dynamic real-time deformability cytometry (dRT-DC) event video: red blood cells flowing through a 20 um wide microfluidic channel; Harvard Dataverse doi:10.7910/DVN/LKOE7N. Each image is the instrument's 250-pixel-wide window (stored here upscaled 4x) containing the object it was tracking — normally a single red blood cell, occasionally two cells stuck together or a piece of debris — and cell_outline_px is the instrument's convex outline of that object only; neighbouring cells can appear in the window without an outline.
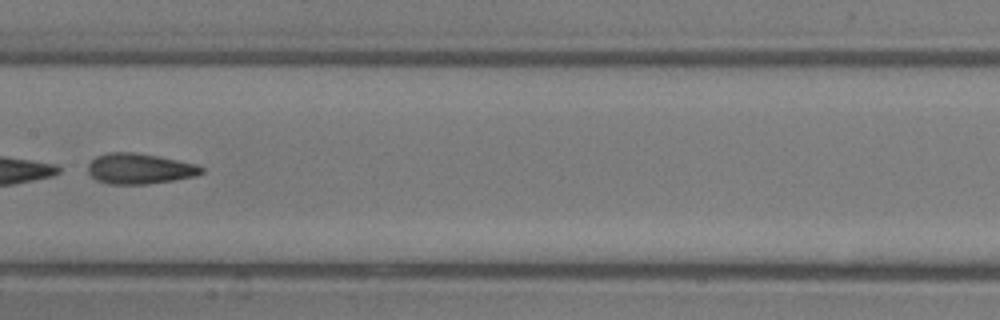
{"species": "common noctule bat (a hibernating species)", "species_latin": "Nyctalus noctula", "temperature_condition": "room temperature", "stored_images_in_passage": 7, "camera_frame_rate_fps": 3000, "um_per_image_px": 0.085, "animal": {"sex": "male", "body_mass_g": 13.3}, "frame": {"image": 1, "passage_image": 6, "time_ms": 6.667, "image_size_px": [1000, 320], "cell_outline_px": [[204, 172], [196, 176], [176, 180], [144, 184], [108, 184], [96, 180], [88, 172], [88, 164], [96, 156], [108, 152], [136, 152], [196, 164], [204, 168]], "centroid_in_image_um": [11.86, 14.34], "position_along_channel_um": 195.5, "area_um2": 20.23}}
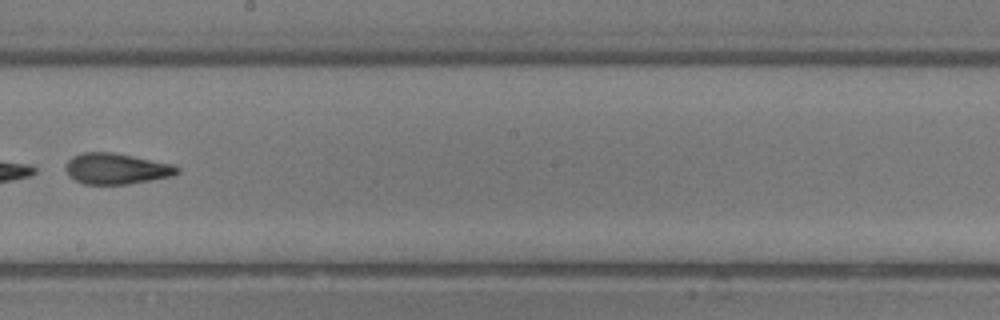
{"frame": {"image": 2, "passage_image": 7, "time_ms": 7.667, "image_size_px": [1000, 320], "cell_outline_px": [[180, 172], [172, 176], [128, 184], [84, 184], [68, 176], [64, 168], [68, 160], [72, 156], [84, 152], [112, 152], [172, 164], [180, 168]], "centroid_in_image_um": [9.86, 14.34], "position_along_channel_um": 238.3, "area_um2": 20.06}}